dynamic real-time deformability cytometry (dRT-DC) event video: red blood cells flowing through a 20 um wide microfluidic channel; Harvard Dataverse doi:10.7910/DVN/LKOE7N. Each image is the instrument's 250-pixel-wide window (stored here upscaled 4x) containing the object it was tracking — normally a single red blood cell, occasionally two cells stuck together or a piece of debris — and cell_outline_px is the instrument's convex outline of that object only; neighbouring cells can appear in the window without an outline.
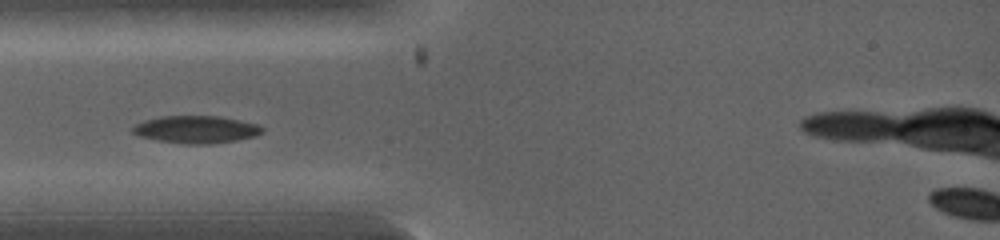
{"species": "common noctule bat (a hibernating species)", "species_latin": "Nyctalus noctula", "temperature_condition": "warm", "stored_images_in_passage": 6, "camera_frame_rate_fps": 5000, "um_per_image_px": 0.085, "animal": {"sex": "female", "body_mass_g": 19.0, "forearm_length_mm": 53.3}, "frame": {"image": 1, "passage_image": 1, "time_ms": 0.0, "image_size_px": [1000, 240], "cell_outline_px": [[264, 132], [252, 136], [236, 140], [208, 144], [184, 144], [160, 140], [140, 136], [132, 132], [132, 128], [136, 124], [144, 120], [160, 116], [220, 116], [256, 124], [264, 128]], "centroid_in_image_um": [16.66, 11.0], "position_along_channel_um": 68.3, "area_um2": 20.46}}
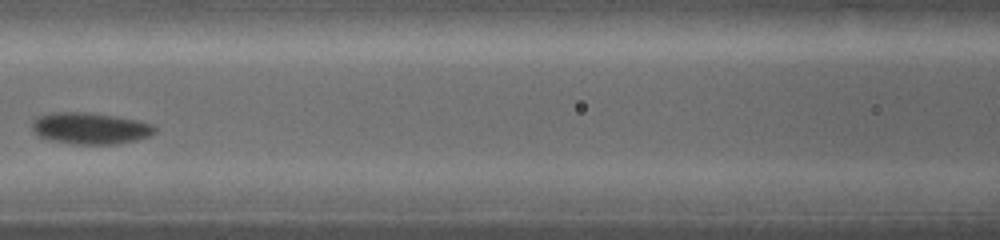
{"frame": {"image": 2, "passage_image": 3, "time_ms": 1.6, "image_size_px": [1000, 240], "cell_outline_px": [[156, 132], [148, 136], [136, 140], [116, 144], [76, 144], [52, 140], [40, 136], [32, 128], [32, 120], [36, 116], [52, 112], [88, 112], [136, 120], [152, 124], [156, 128]], "centroid_in_image_um": [7.66, 10.9], "position_along_channel_um": 158.9, "area_um2": 22.37}}
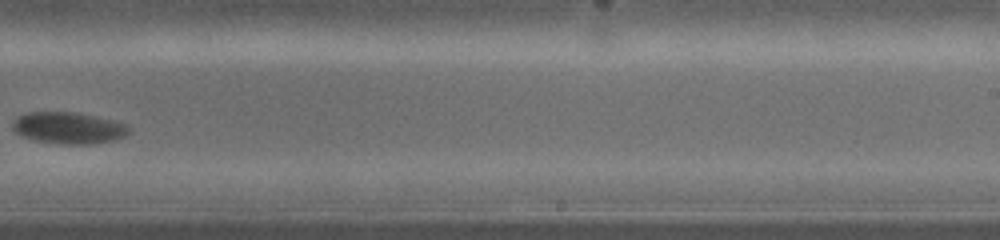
{"frame": {"image": 3, "passage_image": 6, "time_ms": 3.8, "image_size_px": [1000, 240], "cell_outline_px": [[128, 132], [124, 136], [112, 140], [88, 144], [60, 144], [36, 140], [20, 136], [12, 128], [12, 120], [16, 116], [28, 112], [72, 112], [112, 120], [124, 124], [128, 128]], "centroid_in_image_um": [5.72, 10.87], "position_along_channel_um": 283.3, "area_um2": 21.15}}